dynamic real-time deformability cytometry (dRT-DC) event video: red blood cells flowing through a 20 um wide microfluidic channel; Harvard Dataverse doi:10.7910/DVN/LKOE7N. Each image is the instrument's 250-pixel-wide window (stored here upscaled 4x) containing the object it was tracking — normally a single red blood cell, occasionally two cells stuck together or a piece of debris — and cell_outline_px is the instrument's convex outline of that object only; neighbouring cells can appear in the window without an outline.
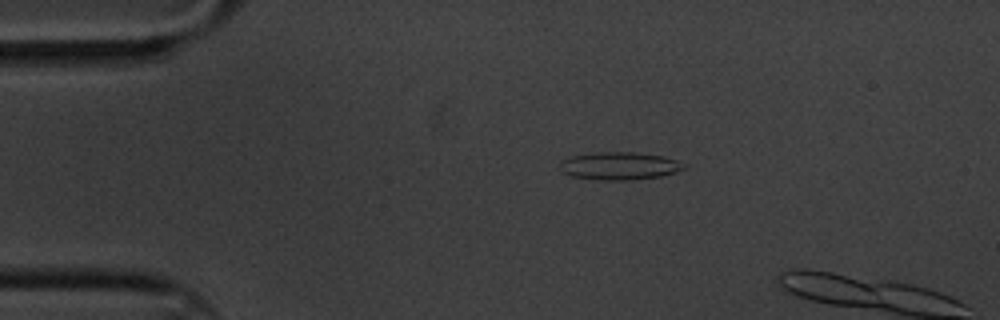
{"species": "common noctule bat (a hibernating species)", "species_latin": "Nyctalus noctula", "temperature_condition": "cold", "stored_images_in_passage": 4, "camera_frame_rate_fps": 3000, "um_per_image_px": 0.085, "animal": {"sex": "male", "body_mass_g": 20.1, "forearm_length_mm": 53.5}, "frame": {"image": 1, "passage_image": 3, "time_ms": 0.667, "image_size_px": [1000, 320], "cell_outline_px": [[688, 168], [676, 172], [660, 176], [632, 180], [600, 180], [572, 176], [560, 172], [560, 160], [572, 156], [596, 152], [636, 152], [664, 156], [688, 164]], "centroid_in_image_um": [52.68, 14.1], "position_along_channel_um": 32.3, "area_um2": 20.35}}